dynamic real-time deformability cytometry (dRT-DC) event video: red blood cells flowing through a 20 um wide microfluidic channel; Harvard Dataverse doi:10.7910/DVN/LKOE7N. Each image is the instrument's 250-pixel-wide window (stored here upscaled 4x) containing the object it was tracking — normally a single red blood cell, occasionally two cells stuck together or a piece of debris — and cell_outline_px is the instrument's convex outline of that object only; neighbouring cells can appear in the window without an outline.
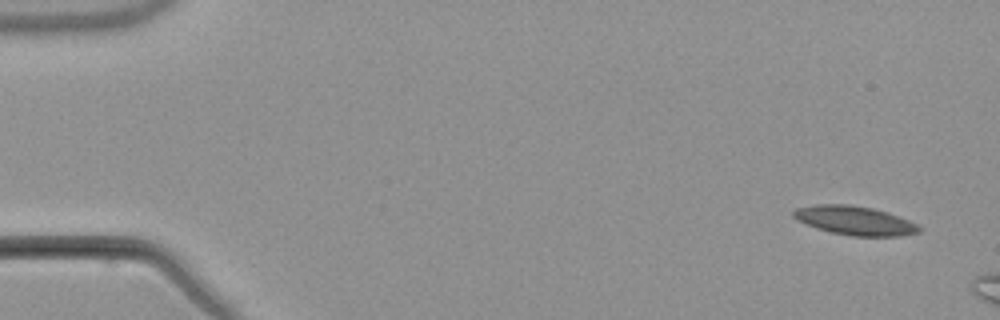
{"species": "common noctule bat (a hibernating species)", "species_latin": "Nyctalus noctula", "temperature_condition": "warm", "stored_images_in_passage": 3, "camera_frame_rate_fps": 3000, "um_per_image_px": 0.085, "animal": {"sex": "male", "body_mass_g": 21.5, "forearm_length_mm": 52.0}, "frame": {"image": 1, "passage_image": 1, "time_ms": 0.0, "image_size_px": [1000, 320], "cell_outline_px": [[920, 232], [900, 236], [852, 236], [832, 232], [816, 228], [796, 220], [792, 216], [792, 212], [796, 208], [816, 204], [848, 204], [872, 208], [888, 212], [908, 220], [916, 224], [920, 228]], "centroid_in_image_um": [72.62, 18.74], "position_along_channel_um": 12.4, "area_um2": 21.15}}